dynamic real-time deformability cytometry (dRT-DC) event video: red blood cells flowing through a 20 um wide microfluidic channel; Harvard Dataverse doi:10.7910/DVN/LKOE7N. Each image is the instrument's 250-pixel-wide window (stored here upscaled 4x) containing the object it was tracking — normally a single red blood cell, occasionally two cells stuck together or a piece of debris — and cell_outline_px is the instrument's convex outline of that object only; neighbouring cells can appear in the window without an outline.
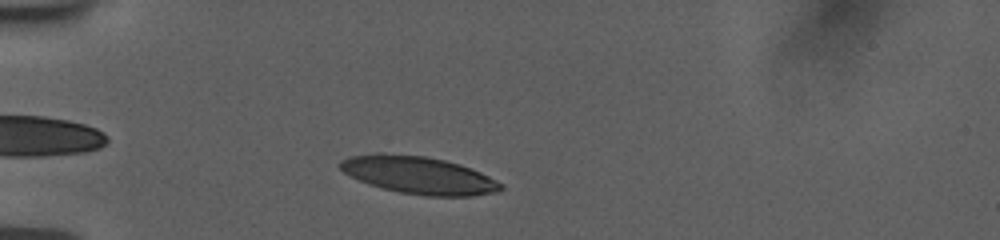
{"species": "human", "species_latin": "Homo sapiens", "temperature_condition": "room temperature", "stored_images_in_passage": 39, "camera_frame_rate_fps": 3000, "um_per_image_px": 0.085, "donor": {"sex": "female"}, "frame": {"image": 1, "passage_image": 5, "time_ms": 1.333, "image_size_px": [1000, 240], "cell_outline_px": [[504, 188], [496, 192], [472, 196], [424, 196], [400, 192], [368, 184], [344, 172], [340, 168], [340, 160], [348, 156], [376, 152], [380, 152], [424, 156], [444, 160], [460, 164], [480, 172], [504, 184]], "centroid_in_image_um": [35.59, 14.88], "position_along_channel_um": 49.4, "area_um2": 35.14}}
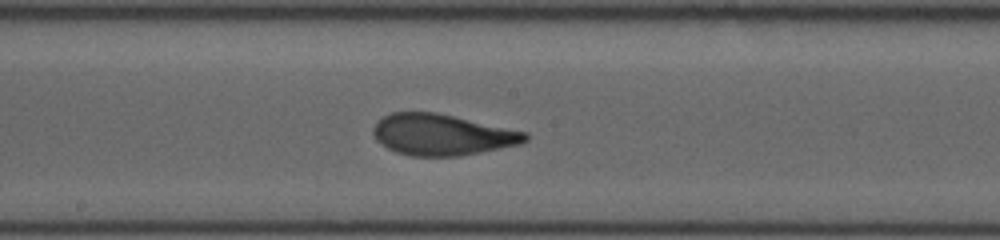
{"frame": {"image": 2, "passage_image": 20, "time_ms": 6.333, "image_size_px": [1000, 240], "cell_outline_px": [[528, 140], [520, 144], [460, 156], [412, 156], [396, 152], [380, 144], [376, 140], [372, 132], [372, 128], [384, 116], [392, 112], [436, 112], [528, 132]], "centroid_in_image_um": [37.57, 11.45], "position_along_channel_um": 210.6, "area_um2": 36.41}}
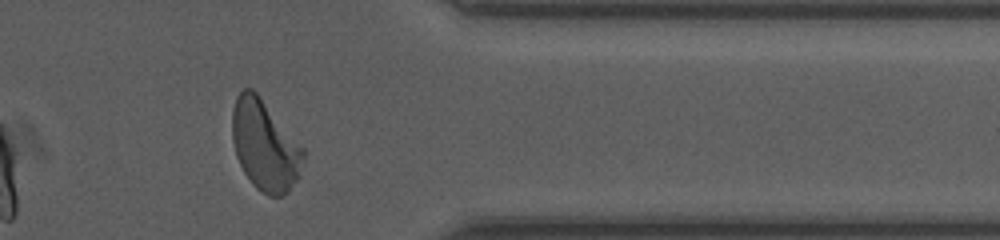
{"frame": {"image": 3, "passage_image": 35, "time_ms": 11.333, "image_size_px": [1000, 240], "cell_outline_px": [[304, 156], [300, 176], [288, 192], [280, 196], [268, 196], [260, 192], [252, 184], [244, 172], [236, 156], [232, 140], [232, 108], [236, 96], [244, 88], [252, 88], [256, 92], [304, 148]], "centroid_in_image_um": [22.5, 12.38], "position_along_channel_um": 388.9, "area_um2": 37.51}, "authors_computed_cell_mechanics": {"area_um2": 36.2406, "velocity_mm_per_s": 3.7534, "shape_relaxation_time_tau1_ms": 3.9994, "shape_relaxation_time_tau2_ms": 0.8424, "deformation_change_tau1": 0.1816, "deformation_change_tau2": 0.0763}}